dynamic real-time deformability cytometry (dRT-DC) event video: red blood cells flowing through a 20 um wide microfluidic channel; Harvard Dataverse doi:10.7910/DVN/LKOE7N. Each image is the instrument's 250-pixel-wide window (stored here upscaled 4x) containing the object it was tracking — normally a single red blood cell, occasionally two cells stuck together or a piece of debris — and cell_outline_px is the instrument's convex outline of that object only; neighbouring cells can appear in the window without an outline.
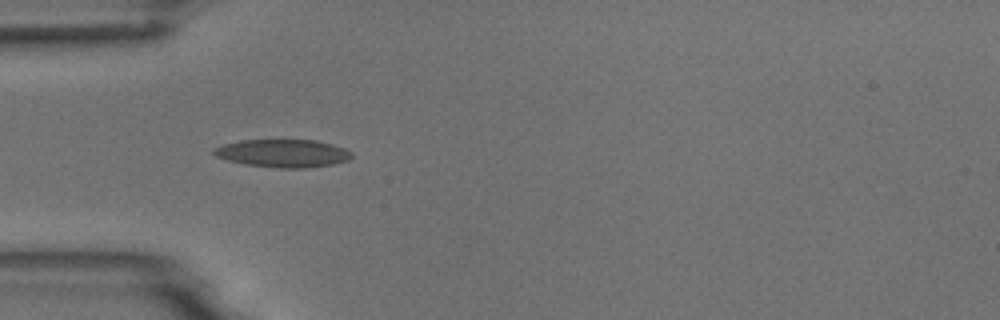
{"species": "common noctule bat (a hibernating species)", "species_latin": "Nyctalus noctula", "temperature_condition": "room temperature", "stored_images_in_passage": 4, "camera_frame_rate_fps": 3000, "um_per_image_px": 0.085, "animal": {"sex": "male", "body_mass_g": 18.8}, "frame": {"image": 1, "passage_image": 3, "time_ms": 2.333, "image_size_px": [1000, 320], "cell_outline_px": [[352, 156], [348, 160], [332, 164], [304, 168], [280, 168], [244, 164], [228, 160], [216, 156], [212, 152], [212, 148], [224, 144], [240, 140], [316, 140], [332, 144], [344, 148], [352, 152]], "centroid_in_image_um": [24.03, 13.02], "position_along_channel_um": 61.0, "area_um2": 22.37}}